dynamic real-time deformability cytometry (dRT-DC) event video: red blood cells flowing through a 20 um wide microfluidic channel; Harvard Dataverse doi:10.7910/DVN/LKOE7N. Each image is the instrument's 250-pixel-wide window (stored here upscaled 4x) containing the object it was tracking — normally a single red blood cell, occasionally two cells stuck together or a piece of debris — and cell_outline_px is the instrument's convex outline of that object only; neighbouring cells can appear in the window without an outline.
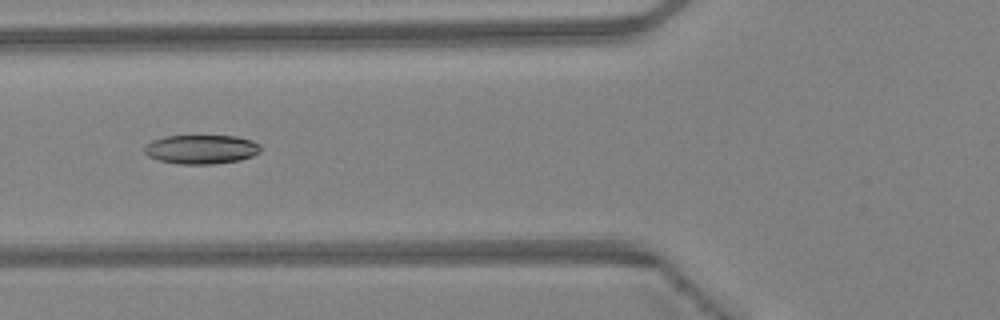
{"species": "Egyptian fruit bat (a non-hibernating species)", "species_latin": "Rousettus aegyptiacus", "temperature_condition": "warm", "stored_images_in_passage": 35, "camera_frame_rate_fps": 3000, "um_per_image_px": 0.085, "animal": {"sex": "female"}, "frame": {"image": 1, "passage_image": 7, "time_ms": 2.0, "image_size_px": [1000, 320], "cell_outline_px": [[260, 152], [252, 156], [240, 160], [212, 164], [180, 164], [160, 160], [148, 156], [144, 152], [144, 144], [152, 140], [164, 136], [236, 136], [252, 140], [260, 144]], "centroid_in_image_um": [17.1, 12.68], "position_along_channel_um": 108.7, "area_um2": 19.77}}
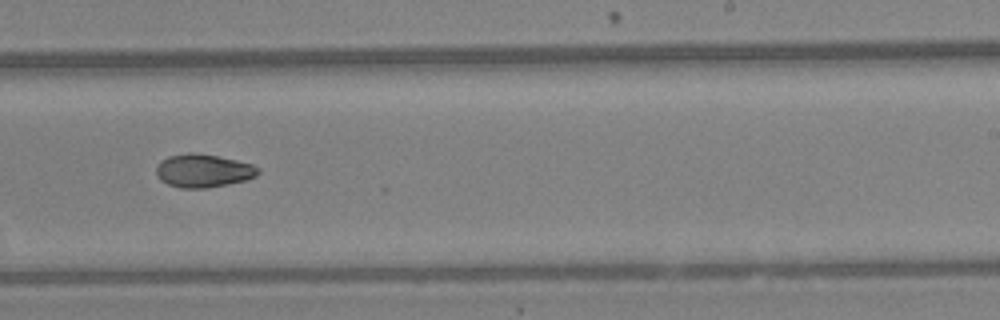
{"frame": {"image": 2, "passage_image": 18, "time_ms": 5.667, "image_size_px": [1000, 320], "cell_outline_px": [[260, 172], [256, 176], [248, 180], [208, 188], [180, 188], [168, 184], [160, 180], [156, 172], [156, 164], [160, 160], [168, 156], [188, 152], [192, 152], [216, 156], [236, 160], [252, 164], [260, 168]], "centroid_in_image_um": [17.27, 14.51], "position_along_channel_um": 271.7, "area_um2": 19.94}}
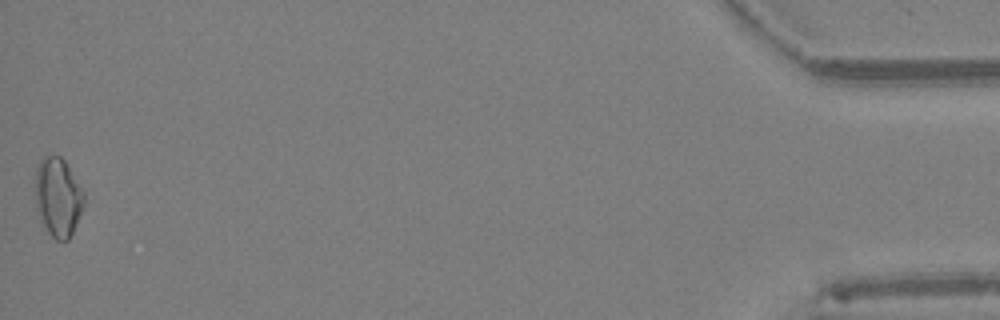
{"frame": {"image": 3, "passage_image": 35, "time_ms": 11.333, "image_size_px": [1000, 320], "cell_outline_px": [[84, 204], [72, 232], [68, 240], [56, 240], [40, 224], [36, 212], [36, 168], [40, 160], [44, 156], [60, 156], [64, 160], [84, 192]], "centroid_in_image_um": [4.9, 16.77], "position_along_channel_um": 430.3, "area_um2": 22.31}, "authors_computed_cell_mechanics": {"area_um2": 19.7098, "velocity_mm_per_s": 4.4702, "shape_relaxation_time_tau1_ms": 9.8066, "shape_relaxation_time_tau2_ms": null, "deformation_change_tau1": 0.2097, "deformation_change_tau2": null}}